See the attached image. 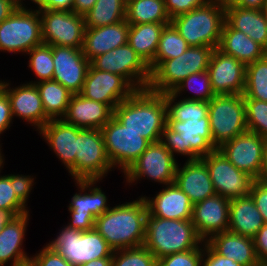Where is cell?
<instances>
[{"mask_svg":"<svg viewBox=\"0 0 267 266\" xmlns=\"http://www.w3.org/2000/svg\"><path fill=\"white\" fill-rule=\"evenodd\" d=\"M147 215L146 201L141 195L136 200L110 207L96 218L94 228L114 251L139 247L145 241Z\"/></svg>","mask_w":267,"mask_h":266,"instance_id":"cell-1","label":"cell"},{"mask_svg":"<svg viewBox=\"0 0 267 266\" xmlns=\"http://www.w3.org/2000/svg\"><path fill=\"white\" fill-rule=\"evenodd\" d=\"M114 117L128 130L140 134L151 143L158 142L167 124L164 94L148 88L136 90L114 108Z\"/></svg>","mask_w":267,"mask_h":266,"instance_id":"cell-2","label":"cell"},{"mask_svg":"<svg viewBox=\"0 0 267 266\" xmlns=\"http://www.w3.org/2000/svg\"><path fill=\"white\" fill-rule=\"evenodd\" d=\"M159 258L195 248H203L204 241L197 234L191 220H172L147 215L143 244Z\"/></svg>","mask_w":267,"mask_h":266,"instance_id":"cell-3","label":"cell"},{"mask_svg":"<svg viewBox=\"0 0 267 266\" xmlns=\"http://www.w3.org/2000/svg\"><path fill=\"white\" fill-rule=\"evenodd\" d=\"M170 23L189 46L218 48L225 23V1L208 0L192 11L175 16Z\"/></svg>","mask_w":267,"mask_h":266,"instance_id":"cell-4","label":"cell"},{"mask_svg":"<svg viewBox=\"0 0 267 266\" xmlns=\"http://www.w3.org/2000/svg\"><path fill=\"white\" fill-rule=\"evenodd\" d=\"M160 142L174 157L187 156V161L201 159L215 150L208 116L184 122L167 120Z\"/></svg>","mask_w":267,"mask_h":266,"instance_id":"cell-5","label":"cell"},{"mask_svg":"<svg viewBox=\"0 0 267 266\" xmlns=\"http://www.w3.org/2000/svg\"><path fill=\"white\" fill-rule=\"evenodd\" d=\"M213 51L210 46H189L180 56L164 60L151 73L148 89L159 94L172 92L189 75L208 70Z\"/></svg>","mask_w":267,"mask_h":266,"instance_id":"cell-6","label":"cell"},{"mask_svg":"<svg viewBox=\"0 0 267 266\" xmlns=\"http://www.w3.org/2000/svg\"><path fill=\"white\" fill-rule=\"evenodd\" d=\"M46 245L56 250L74 266L99 258H112L114 252L95 228L80 232L67 225H63L58 235Z\"/></svg>","mask_w":267,"mask_h":266,"instance_id":"cell-7","label":"cell"},{"mask_svg":"<svg viewBox=\"0 0 267 266\" xmlns=\"http://www.w3.org/2000/svg\"><path fill=\"white\" fill-rule=\"evenodd\" d=\"M208 117L213 147L217 149L224 142L247 131L244 96L215 95L208 102Z\"/></svg>","mask_w":267,"mask_h":266,"instance_id":"cell-8","label":"cell"},{"mask_svg":"<svg viewBox=\"0 0 267 266\" xmlns=\"http://www.w3.org/2000/svg\"><path fill=\"white\" fill-rule=\"evenodd\" d=\"M43 43L38 9L18 7L0 23V51L25 54Z\"/></svg>","mask_w":267,"mask_h":266,"instance_id":"cell-9","label":"cell"},{"mask_svg":"<svg viewBox=\"0 0 267 266\" xmlns=\"http://www.w3.org/2000/svg\"><path fill=\"white\" fill-rule=\"evenodd\" d=\"M114 169L106 152L102 131L77 128L75 181H102Z\"/></svg>","mask_w":267,"mask_h":266,"instance_id":"cell-10","label":"cell"},{"mask_svg":"<svg viewBox=\"0 0 267 266\" xmlns=\"http://www.w3.org/2000/svg\"><path fill=\"white\" fill-rule=\"evenodd\" d=\"M101 131L110 162L123 174L151 144L140 134L128 130L114 116L101 128Z\"/></svg>","mask_w":267,"mask_h":266,"instance_id":"cell-11","label":"cell"},{"mask_svg":"<svg viewBox=\"0 0 267 266\" xmlns=\"http://www.w3.org/2000/svg\"><path fill=\"white\" fill-rule=\"evenodd\" d=\"M78 192L69 201L70 219L66 224L71 229L80 232L94 229L95 220L110 209L108 198L103 190L96 186L101 180L74 181Z\"/></svg>","mask_w":267,"mask_h":266,"instance_id":"cell-12","label":"cell"},{"mask_svg":"<svg viewBox=\"0 0 267 266\" xmlns=\"http://www.w3.org/2000/svg\"><path fill=\"white\" fill-rule=\"evenodd\" d=\"M177 159L160 142L151 143L149 147L124 173L129 186L143 179L164 185L175 182ZM144 177V178H143Z\"/></svg>","mask_w":267,"mask_h":266,"instance_id":"cell-13","label":"cell"},{"mask_svg":"<svg viewBox=\"0 0 267 266\" xmlns=\"http://www.w3.org/2000/svg\"><path fill=\"white\" fill-rule=\"evenodd\" d=\"M90 65L101 71L121 75L136 90L147 89L150 83L149 66L128 43L98 55L90 61Z\"/></svg>","mask_w":267,"mask_h":266,"instance_id":"cell-14","label":"cell"},{"mask_svg":"<svg viewBox=\"0 0 267 266\" xmlns=\"http://www.w3.org/2000/svg\"><path fill=\"white\" fill-rule=\"evenodd\" d=\"M43 43L51 46L82 48L85 34L84 16L72 11L38 9Z\"/></svg>","mask_w":267,"mask_h":266,"instance_id":"cell-15","label":"cell"},{"mask_svg":"<svg viewBox=\"0 0 267 266\" xmlns=\"http://www.w3.org/2000/svg\"><path fill=\"white\" fill-rule=\"evenodd\" d=\"M215 193L229 200L249 196L254 178L236 168L218 149L201 158Z\"/></svg>","mask_w":267,"mask_h":266,"instance_id":"cell-16","label":"cell"},{"mask_svg":"<svg viewBox=\"0 0 267 266\" xmlns=\"http://www.w3.org/2000/svg\"><path fill=\"white\" fill-rule=\"evenodd\" d=\"M265 139L257 133L246 131L221 144L217 149L239 170L255 180L260 178L263 166Z\"/></svg>","mask_w":267,"mask_h":266,"instance_id":"cell-17","label":"cell"},{"mask_svg":"<svg viewBox=\"0 0 267 266\" xmlns=\"http://www.w3.org/2000/svg\"><path fill=\"white\" fill-rule=\"evenodd\" d=\"M136 89L121 75L101 71L89 66L85 82L79 94L114 108L129 98Z\"/></svg>","mask_w":267,"mask_h":266,"instance_id":"cell-18","label":"cell"},{"mask_svg":"<svg viewBox=\"0 0 267 266\" xmlns=\"http://www.w3.org/2000/svg\"><path fill=\"white\" fill-rule=\"evenodd\" d=\"M11 85L13 84L8 80H0V86L10 100L13 119L20 118L39 131L50 119L44 112L38 88L29 82L21 83L14 88Z\"/></svg>","mask_w":267,"mask_h":266,"instance_id":"cell-19","label":"cell"},{"mask_svg":"<svg viewBox=\"0 0 267 266\" xmlns=\"http://www.w3.org/2000/svg\"><path fill=\"white\" fill-rule=\"evenodd\" d=\"M54 81L59 82L73 94L82 90L90 61L84 56L82 48L52 46Z\"/></svg>","mask_w":267,"mask_h":266,"instance_id":"cell-20","label":"cell"},{"mask_svg":"<svg viewBox=\"0 0 267 266\" xmlns=\"http://www.w3.org/2000/svg\"><path fill=\"white\" fill-rule=\"evenodd\" d=\"M208 72L215 95H243L246 66L241 61L215 48L210 58Z\"/></svg>","mask_w":267,"mask_h":266,"instance_id":"cell-21","label":"cell"},{"mask_svg":"<svg viewBox=\"0 0 267 266\" xmlns=\"http://www.w3.org/2000/svg\"><path fill=\"white\" fill-rule=\"evenodd\" d=\"M229 207L230 200L218 194L193 204L191 221L204 242L215 234L228 231Z\"/></svg>","mask_w":267,"mask_h":266,"instance_id":"cell-22","label":"cell"},{"mask_svg":"<svg viewBox=\"0 0 267 266\" xmlns=\"http://www.w3.org/2000/svg\"><path fill=\"white\" fill-rule=\"evenodd\" d=\"M39 133L75 181L77 127L63 119H54L47 122Z\"/></svg>","mask_w":267,"mask_h":266,"instance_id":"cell-23","label":"cell"},{"mask_svg":"<svg viewBox=\"0 0 267 266\" xmlns=\"http://www.w3.org/2000/svg\"><path fill=\"white\" fill-rule=\"evenodd\" d=\"M161 189L154 197L143 196L148 215L172 220H191L193 203L177 186L171 183Z\"/></svg>","mask_w":267,"mask_h":266,"instance_id":"cell-24","label":"cell"},{"mask_svg":"<svg viewBox=\"0 0 267 266\" xmlns=\"http://www.w3.org/2000/svg\"><path fill=\"white\" fill-rule=\"evenodd\" d=\"M114 116V110L107 104L73 94L65 116V122L80 129H99Z\"/></svg>","mask_w":267,"mask_h":266,"instance_id":"cell-25","label":"cell"},{"mask_svg":"<svg viewBox=\"0 0 267 266\" xmlns=\"http://www.w3.org/2000/svg\"><path fill=\"white\" fill-rule=\"evenodd\" d=\"M30 212L14 217L0 232V266H24L30 258L23 249ZM9 262V263H8Z\"/></svg>","mask_w":267,"mask_h":266,"instance_id":"cell-26","label":"cell"},{"mask_svg":"<svg viewBox=\"0 0 267 266\" xmlns=\"http://www.w3.org/2000/svg\"><path fill=\"white\" fill-rule=\"evenodd\" d=\"M180 166L178 164L176 169L175 183L193 204L216 194L207 165L202 159L186 160Z\"/></svg>","mask_w":267,"mask_h":266,"instance_id":"cell-27","label":"cell"},{"mask_svg":"<svg viewBox=\"0 0 267 266\" xmlns=\"http://www.w3.org/2000/svg\"><path fill=\"white\" fill-rule=\"evenodd\" d=\"M130 24L125 20L113 25L86 28L83 41V54L91 61L100 54L128 43Z\"/></svg>","mask_w":267,"mask_h":266,"instance_id":"cell-28","label":"cell"},{"mask_svg":"<svg viewBox=\"0 0 267 266\" xmlns=\"http://www.w3.org/2000/svg\"><path fill=\"white\" fill-rule=\"evenodd\" d=\"M206 243L217 254L232 259L241 266H252L259 261L251 237L224 231L211 236Z\"/></svg>","mask_w":267,"mask_h":266,"instance_id":"cell-29","label":"cell"},{"mask_svg":"<svg viewBox=\"0 0 267 266\" xmlns=\"http://www.w3.org/2000/svg\"><path fill=\"white\" fill-rule=\"evenodd\" d=\"M225 21L267 50V19L265 10L225 4Z\"/></svg>","mask_w":267,"mask_h":266,"instance_id":"cell-30","label":"cell"},{"mask_svg":"<svg viewBox=\"0 0 267 266\" xmlns=\"http://www.w3.org/2000/svg\"><path fill=\"white\" fill-rule=\"evenodd\" d=\"M218 49L241 61L245 66L267 55V50L262 45L253 41L243 32L233 29L226 21L222 28Z\"/></svg>","mask_w":267,"mask_h":266,"instance_id":"cell-31","label":"cell"},{"mask_svg":"<svg viewBox=\"0 0 267 266\" xmlns=\"http://www.w3.org/2000/svg\"><path fill=\"white\" fill-rule=\"evenodd\" d=\"M264 224L250 195L230 200L228 231L253 238Z\"/></svg>","mask_w":267,"mask_h":266,"instance_id":"cell-32","label":"cell"},{"mask_svg":"<svg viewBox=\"0 0 267 266\" xmlns=\"http://www.w3.org/2000/svg\"><path fill=\"white\" fill-rule=\"evenodd\" d=\"M168 24L170 23H142L130 25L128 44L148 66L155 58L162 30Z\"/></svg>","mask_w":267,"mask_h":266,"instance_id":"cell-33","label":"cell"},{"mask_svg":"<svg viewBox=\"0 0 267 266\" xmlns=\"http://www.w3.org/2000/svg\"><path fill=\"white\" fill-rule=\"evenodd\" d=\"M35 85L39 90L47 117L50 120L62 119L73 93L54 80L41 81Z\"/></svg>","mask_w":267,"mask_h":266,"instance_id":"cell-34","label":"cell"},{"mask_svg":"<svg viewBox=\"0 0 267 266\" xmlns=\"http://www.w3.org/2000/svg\"><path fill=\"white\" fill-rule=\"evenodd\" d=\"M126 21L130 25L142 23H170L165 0H127Z\"/></svg>","mask_w":267,"mask_h":266,"instance_id":"cell-35","label":"cell"},{"mask_svg":"<svg viewBox=\"0 0 267 266\" xmlns=\"http://www.w3.org/2000/svg\"><path fill=\"white\" fill-rule=\"evenodd\" d=\"M127 0H97L84 15L85 28L113 25L126 19Z\"/></svg>","mask_w":267,"mask_h":266,"instance_id":"cell-36","label":"cell"},{"mask_svg":"<svg viewBox=\"0 0 267 266\" xmlns=\"http://www.w3.org/2000/svg\"><path fill=\"white\" fill-rule=\"evenodd\" d=\"M189 45L187 41L179 34L175 27L170 23L162 30L155 58L149 65L151 73L167 59H172L183 54Z\"/></svg>","mask_w":267,"mask_h":266,"instance_id":"cell-37","label":"cell"},{"mask_svg":"<svg viewBox=\"0 0 267 266\" xmlns=\"http://www.w3.org/2000/svg\"><path fill=\"white\" fill-rule=\"evenodd\" d=\"M164 97L167 104V120L184 122L208 116V102L180 99L173 92L165 93Z\"/></svg>","mask_w":267,"mask_h":266,"instance_id":"cell-38","label":"cell"},{"mask_svg":"<svg viewBox=\"0 0 267 266\" xmlns=\"http://www.w3.org/2000/svg\"><path fill=\"white\" fill-rule=\"evenodd\" d=\"M244 99L267 102V55L246 65Z\"/></svg>","mask_w":267,"mask_h":266,"instance_id":"cell-39","label":"cell"},{"mask_svg":"<svg viewBox=\"0 0 267 266\" xmlns=\"http://www.w3.org/2000/svg\"><path fill=\"white\" fill-rule=\"evenodd\" d=\"M188 90L193 92L194 95H186V97H182V95L187 93ZM172 92L177 97L181 96L183 99L204 102H209L215 96L211 87L210 74L208 70L189 75Z\"/></svg>","mask_w":267,"mask_h":266,"instance_id":"cell-40","label":"cell"},{"mask_svg":"<svg viewBox=\"0 0 267 266\" xmlns=\"http://www.w3.org/2000/svg\"><path fill=\"white\" fill-rule=\"evenodd\" d=\"M25 55L29 56L28 67L33 71L36 81H29V83H38L53 79L54 63L52 46L50 44L42 43L35 46Z\"/></svg>","mask_w":267,"mask_h":266,"instance_id":"cell-41","label":"cell"},{"mask_svg":"<svg viewBox=\"0 0 267 266\" xmlns=\"http://www.w3.org/2000/svg\"><path fill=\"white\" fill-rule=\"evenodd\" d=\"M112 266H157V259L142 245L114 251Z\"/></svg>","mask_w":267,"mask_h":266,"instance_id":"cell-42","label":"cell"},{"mask_svg":"<svg viewBox=\"0 0 267 266\" xmlns=\"http://www.w3.org/2000/svg\"><path fill=\"white\" fill-rule=\"evenodd\" d=\"M4 163L5 161L1 166L0 173L3 170ZM0 209L10 210L15 216L30 211L15 194L14 174H0Z\"/></svg>","mask_w":267,"mask_h":266,"instance_id":"cell-43","label":"cell"},{"mask_svg":"<svg viewBox=\"0 0 267 266\" xmlns=\"http://www.w3.org/2000/svg\"><path fill=\"white\" fill-rule=\"evenodd\" d=\"M246 106L247 130L267 139V102L244 99Z\"/></svg>","mask_w":267,"mask_h":266,"instance_id":"cell-44","label":"cell"},{"mask_svg":"<svg viewBox=\"0 0 267 266\" xmlns=\"http://www.w3.org/2000/svg\"><path fill=\"white\" fill-rule=\"evenodd\" d=\"M203 248L173 253L157 260V266H202Z\"/></svg>","mask_w":267,"mask_h":266,"instance_id":"cell-45","label":"cell"},{"mask_svg":"<svg viewBox=\"0 0 267 266\" xmlns=\"http://www.w3.org/2000/svg\"><path fill=\"white\" fill-rule=\"evenodd\" d=\"M30 264L32 266H74L48 245L43 246L38 253L31 256Z\"/></svg>","mask_w":267,"mask_h":266,"instance_id":"cell-46","label":"cell"},{"mask_svg":"<svg viewBox=\"0 0 267 266\" xmlns=\"http://www.w3.org/2000/svg\"><path fill=\"white\" fill-rule=\"evenodd\" d=\"M249 195L254 200L264 222L267 223V182L254 180Z\"/></svg>","mask_w":267,"mask_h":266,"instance_id":"cell-47","label":"cell"},{"mask_svg":"<svg viewBox=\"0 0 267 266\" xmlns=\"http://www.w3.org/2000/svg\"><path fill=\"white\" fill-rule=\"evenodd\" d=\"M206 1L208 0H165V8L170 19H172L202 6Z\"/></svg>","mask_w":267,"mask_h":266,"instance_id":"cell-48","label":"cell"},{"mask_svg":"<svg viewBox=\"0 0 267 266\" xmlns=\"http://www.w3.org/2000/svg\"><path fill=\"white\" fill-rule=\"evenodd\" d=\"M35 177L31 175L15 174L14 173V188L17 198L28 207L29 196L33 185H35Z\"/></svg>","mask_w":267,"mask_h":266,"instance_id":"cell-49","label":"cell"},{"mask_svg":"<svg viewBox=\"0 0 267 266\" xmlns=\"http://www.w3.org/2000/svg\"><path fill=\"white\" fill-rule=\"evenodd\" d=\"M202 266H241V265L232 259L217 254L206 242H204Z\"/></svg>","mask_w":267,"mask_h":266,"instance_id":"cell-50","label":"cell"},{"mask_svg":"<svg viewBox=\"0 0 267 266\" xmlns=\"http://www.w3.org/2000/svg\"><path fill=\"white\" fill-rule=\"evenodd\" d=\"M12 120L14 119L11 112L10 100L5 90L0 86V136L12 126Z\"/></svg>","mask_w":267,"mask_h":266,"instance_id":"cell-51","label":"cell"},{"mask_svg":"<svg viewBox=\"0 0 267 266\" xmlns=\"http://www.w3.org/2000/svg\"><path fill=\"white\" fill-rule=\"evenodd\" d=\"M256 255L259 261H267V223L253 237Z\"/></svg>","mask_w":267,"mask_h":266,"instance_id":"cell-52","label":"cell"},{"mask_svg":"<svg viewBox=\"0 0 267 266\" xmlns=\"http://www.w3.org/2000/svg\"><path fill=\"white\" fill-rule=\"evenodd\" d=\"M73 0H39L37 9L72 11Z\"/></svg>","mask_w":267,"mask_h":266,"instance_id":"cell-53","label":"cell"},{"mask_svg":"<svg viewBox=\"0 0 267 266\" xmlns=\"http://www.w3.org/2000/svg\"><path fill=\"white\" fill-rule=\"evenodd\" d=\"M267 0H226L225 4H233L237 7L265 10Z\"/></svg>","mask_w":267,"mask_h":266,"instance_id":"cell-54","label":"cell"},{"mask_svg":"<svg viewBox=\"0 0 267 266\" xmlns=\"http://www.w3.org/2000/svg\"><path fill=\"white\" fill-rule=\"evenodd\" d=\"M97 0H73L72 12L84 16Z\"/></svg>","mask_w":267,"mask_h":266,"instance_id":"cell-55","label":"cell"},{"mask_svg":"<svg viewBox=\"0 0 267 266\" xmlns=\"http://www.w3.org/2000/svg\"><path fill=\"white\" fill-rule=\"evenodd\" d=\"M18 7L14 0H0V23L7 19Z\"/></svg>","mask_w":267,"mask_h":266,"instance_id":"cell-56","label":"cell"},{"mask_svg":"<svg viewBox=\"0 0 267 266\" xmlns=\"http://www.w3.org/2000/svg\"><path fill=\"white\" fill-rule=\"evenodd\" d=\"M14 217L10 210L0 209V232Z\"/></svg>","mask_w":267,"mask_h":266,"instance_id":"cell-57","label":"cell"},{"mask_svg":"<svg viewBox=\"0 0 267 266\" xmlns=\"http://www.w3.org/2000/svg\"><path fill=\"white\" fill-rule=\"evenodd\" d=\"M259 180L267 182V139H265V143H264L263 166L261 169Z\"/></svg>","mask_w":267,"mask_h":266,"instance_id":"cell-58","label":"cell"},{"mask_svg":"<svg viewBox=\"0 0 267 266\" xmlns=\"http://www.w3.org/2000/svg\"><path fill=\"white\" fill-rule=\"evenodd\" d=\"M80 266H112V258H99Z\"/></svg>","mask_w":267,"mask_h":266,"instance_id":"cell-59","label":"cell"},{"mask_svg":"<svg viewBox=\"0 0 267 266\" xmlns=\"http://www.w3.org/2000/svg\"><path fill=\"white\" fill-rule=\"evenodd\" d=\"M23 1H26V0H14V2L19 6V7H27L26 4H24ZM31 3H34L35 6L38 4L39 0H30Z\"/></svg>","mask_w":267,"mask_h":266,"instance_id":"cell-60","label":"cell"},{"mask_svg":"<svg viewBox=\"0 0 267 266\" xmlns=\"http://www.w3.org/2000/svg\"><path fill=\"white\" fill-rule=\"evenodd\" d=\"M1 148H2V146L0 145V169H1L3 162L5 161V157L1 151L2 150Z\"/></svg>","mask_w":267,"mask_h":266,"instance_id":"cell-61","label":"cell"},{"mask_svg":"<svg viewBox=\"0 0 267 266\" xmlns=\"http://www.w3.org/2000/svg\"><path fill=\"white\" fill-rule=\"evenodd\" d=\"M252 266H267V261H258Z\"/></svg>","mask_w":267,"mask_h":266,"instance_id":"cell-62","label":"cell"},{"mask_svg":"<svg viewBox=\"0 0 267 266\" xmlns=\"http://www.w3.org/2000/svg\"><path fill=\"white\" fill-rule=\"evenodd\" d=\"M265 12H266V15H267V2H266V6H265Z\"/></svg>","mask_w":267,"mask_h":266,"instance_id":"cell-63","label":"cell"}]
</instances>
